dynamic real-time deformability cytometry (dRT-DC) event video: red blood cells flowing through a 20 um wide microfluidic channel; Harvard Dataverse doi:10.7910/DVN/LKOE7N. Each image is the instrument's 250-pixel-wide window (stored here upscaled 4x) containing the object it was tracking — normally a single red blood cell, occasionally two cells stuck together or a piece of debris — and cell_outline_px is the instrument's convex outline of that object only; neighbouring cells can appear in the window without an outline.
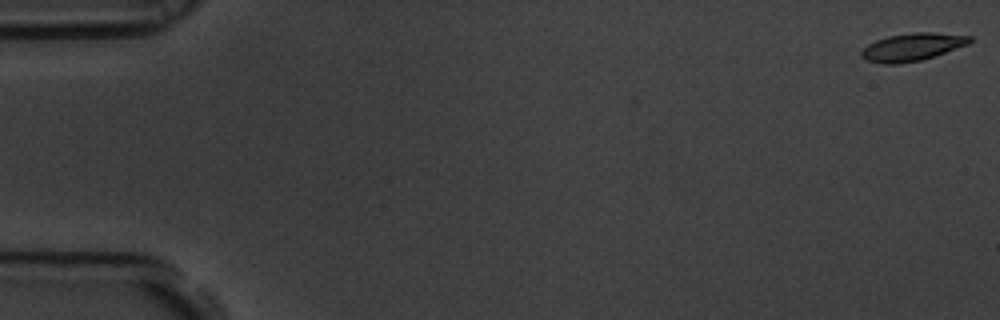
{"species": "common noctule bat (a hibernating species)", "species_latin": "Nyctalus noctula", "temperature_condition": "room temperature", "stored_images_in_passage": 11, "camera_frame_rate_fps": 3000, "um_per_image_px": 0.085, "animal": {"sex": "male", "body_mass_g": 19.5, "forearm_length_mm": 54.6}, "frame": {"image": 1, "passage_image": 1, "time_ms": 0.0, "image_size_px": [1000, 320], "cell_outline_px": [[972, 40], [968, 44], [920, 60], [896, 64], [884, 64], [864, 60], [860, 56], [860, 52], [868, 44], [876, 40], [888, 36], [912, 32], [932, 32], [972, 36]], "centroid_in_image_um": [77.49, 3.99], "position_along_channel_um": 7.5, "area_um2": 17.34}}